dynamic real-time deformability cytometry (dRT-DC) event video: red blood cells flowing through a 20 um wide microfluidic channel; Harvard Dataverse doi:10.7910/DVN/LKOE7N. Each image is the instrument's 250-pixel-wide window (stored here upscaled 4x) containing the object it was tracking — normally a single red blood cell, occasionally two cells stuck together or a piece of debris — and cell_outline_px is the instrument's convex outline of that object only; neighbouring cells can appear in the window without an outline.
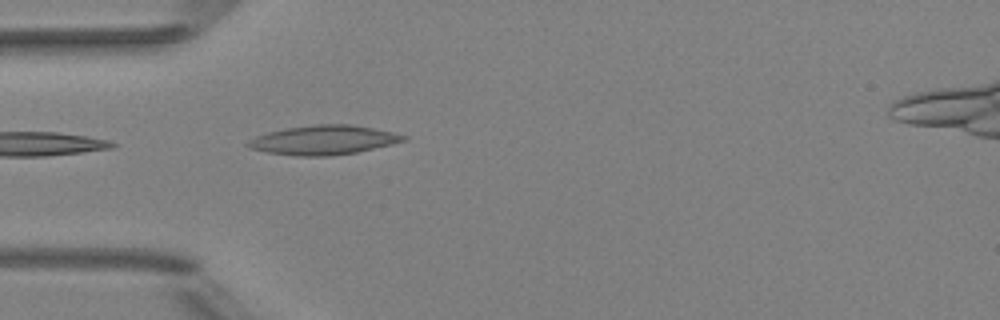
{"species": "Egyptian fruit bat (a non-hibernating species)", "species_latin": "Rousettus aegyptiacus", "temperature_condition": "room temperature", "stored_images_in_passage": 4, "camera_frame_rate_fps": 3000, "um_per_image_px": 0.085, "animal": {"sex": "female"}, "frame": {"image": 1, "passage_image": 4, "time_ms": 4.333, "image_size_px": [1000, 320], "cell_outline_px": [[408, 140], [392, 144], [356, 152], [332, 156], [296, 156], [268, 152], [248, 148], [244, 144], [256, 136], [268, 132], [288, 128], [316, 124], [348, 124], [372, 128], [392, 132], [408, 136]], "centroid_in_image_um": [27.5, 11.91], "position_along_channel_um": 57.5, "area_um2": 26.41}}